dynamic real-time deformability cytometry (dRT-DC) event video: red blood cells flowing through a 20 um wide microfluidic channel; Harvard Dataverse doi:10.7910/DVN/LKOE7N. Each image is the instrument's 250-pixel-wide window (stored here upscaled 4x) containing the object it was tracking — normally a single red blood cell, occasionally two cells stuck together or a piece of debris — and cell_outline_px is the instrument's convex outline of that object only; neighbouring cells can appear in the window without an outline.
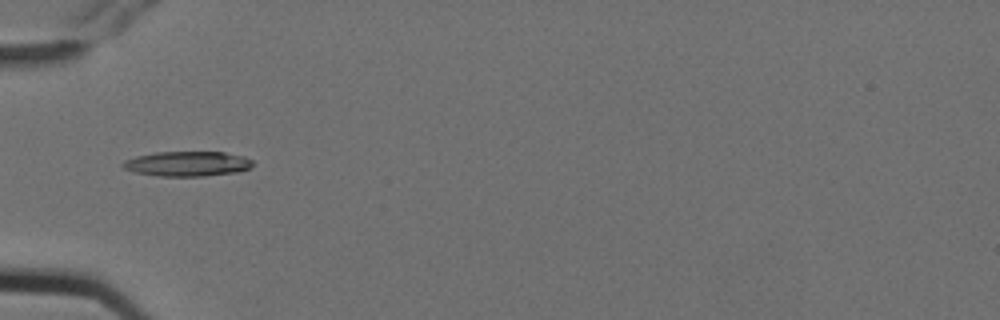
{"species": "Egyptian fruit bat (a non-hibernating species)", "species_latin": "Rousettus aegyptiacus", "temperature_condition": "cold", "stored_images_in_passage": 6, "camera_frame_rate_fps": 3000, "um_per_image_px": 0.085, "animal": {"sex": "female"}, "frame": {"image": 1, "passage_image": 3, "time_ms": 0.667, "image_size_px": [1000, 320], "cell_outline_px": [[252, 164], [248, 168], [236, 172], [204, 176], [160, 176], [136, 172], [124, 168], [120, 164], [124, 160], [136, 156], [156, 152], [224, 152], [244, 156], [252, 160]], "centroid_in_image_um": [15.9, 13.91], "position_along_channel_um": 69.1, "area_um2": 18.73}}
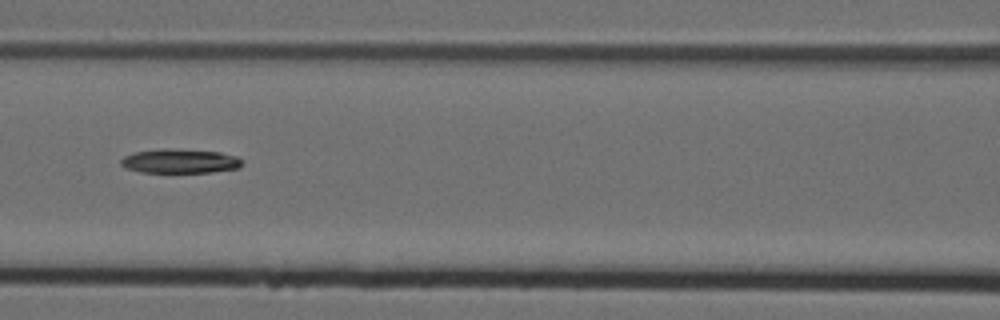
{"frame": {"image": 2, "passage_image": 5, "time_ms": 1.333, "image_size_px": [1000, 320], "cell_outline_px": [[244, 164], [240, 168], [212, 172], [140, 172], [124, 168], [120, 164], [120, 160], [124, 156], [136, 152], [164, 148], [220, 152], [236, 156], [244, 160]], "centroid_in_image_um": [15.32, 13.7], "position_along_channel_um": 151.3, "area_um2": 17.22}}
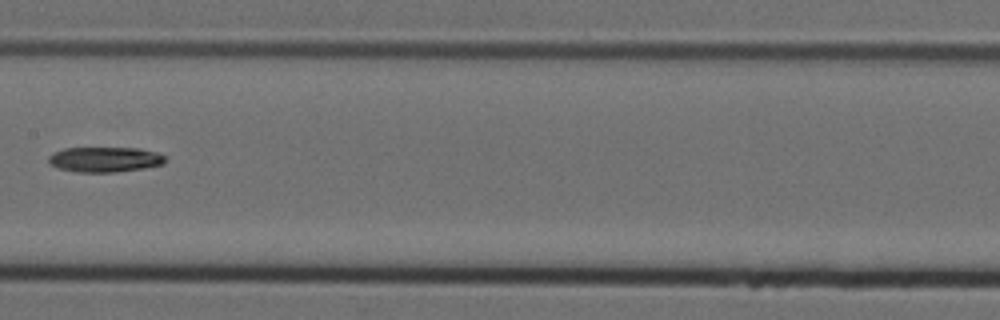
{"frame": {"image": 3, "passage_image": 6, "time_ms": 1.667, "image_size_px": [1000, 320], "cell_outline_px": [[164, 164], [144, 168], [116, 172], [76, 172], [60, 168], [52, 164], [48, 160], [48, 156], [52, 152], [64, 148], [140, 148], [156, 152], [164, 156]], "centroid_in_image_um": [8.9, 13.55], "position_along_channel_um": 198.5, "area_um2": 17.05}}